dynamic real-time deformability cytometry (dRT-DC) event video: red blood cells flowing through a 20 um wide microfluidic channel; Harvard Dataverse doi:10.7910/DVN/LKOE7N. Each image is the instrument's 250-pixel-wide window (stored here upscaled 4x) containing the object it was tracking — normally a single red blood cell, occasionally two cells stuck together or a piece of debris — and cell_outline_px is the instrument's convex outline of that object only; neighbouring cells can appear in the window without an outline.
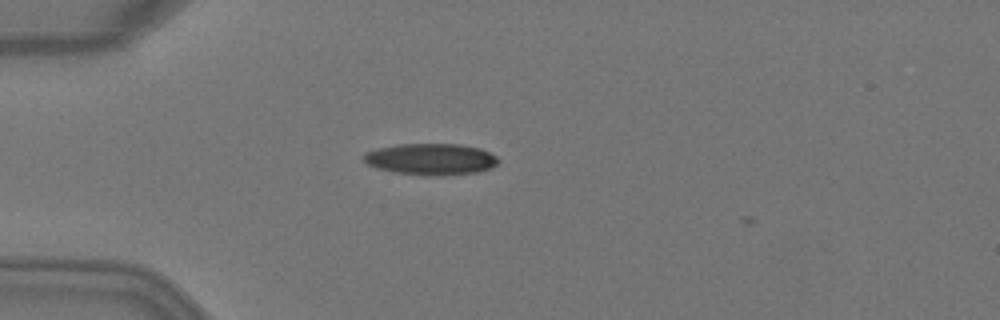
{"species": "Egyptian fruit bat (a non-hibernating species)", "species_latin": "Rousettus aegyptiacus", "temperature_condition": "warm", "stored_images_in_passage": 2, "camera_frame_rate_fps": 3000, "um_per_image_px": 0.085, "animal": {"sex": "female"}, "frame": {"image": 1, "passage_image": 1, "time_ms": 0.0, "image_size_px": [1000, 320], "cell_outline_px": [[500, 160], [492, 168], [476, 172], [440, 176], [392, 172], [376, 168], [368, 164], [364, 160], [364, 152], [376, 148], [400, 144], [460, 144], [480, 148], [496, 156]], "centroid_in_image_um": [36.62, 13.52], "position_along_channel_um": 48.4, "area_um2": 24.68}}